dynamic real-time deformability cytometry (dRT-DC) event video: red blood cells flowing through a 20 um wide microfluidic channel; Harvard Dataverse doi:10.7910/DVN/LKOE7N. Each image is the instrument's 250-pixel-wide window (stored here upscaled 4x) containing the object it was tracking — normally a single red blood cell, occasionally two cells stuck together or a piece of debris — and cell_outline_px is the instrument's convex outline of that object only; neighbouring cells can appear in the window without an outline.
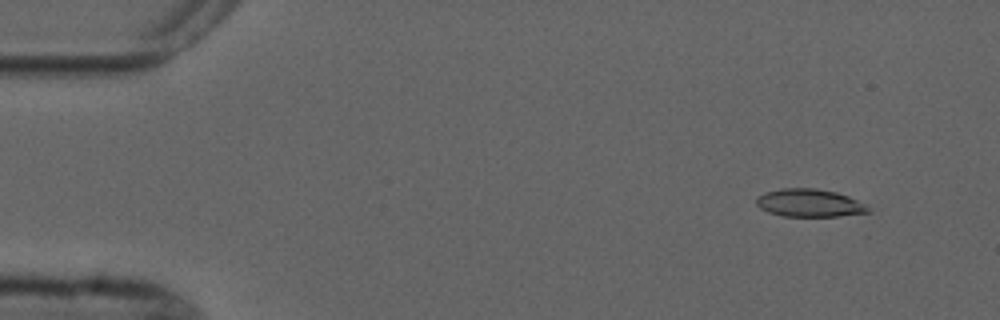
{"species": "common noctule bat (a hibernating species)", "species_latin": "Nyctalus noctula", "temperature_condition": "cold", "stored_images_in_passage": 5, "camera_frame_rate_fps": 3000, "um_per_image_px": 0.085, "animal": {"sex": "male", "forearm_length_mm": 52.5}, "frame": {"image": 1, "passage_image": 2, "time_ms": 1.0, "image_size_px": [1000, 320], "cell_outline_px": [[872, 212], [840, 216], [784, 216], [768, 212], [760, 208], [756, 204], [756, 196], [780, 188], [816, 188], [836, 192], [848, 196], [864, 204]], "centroid_in_image_um": [68.79, 17.25], "position_along_channel_um": 16.2, "area_um2": 18.09}}
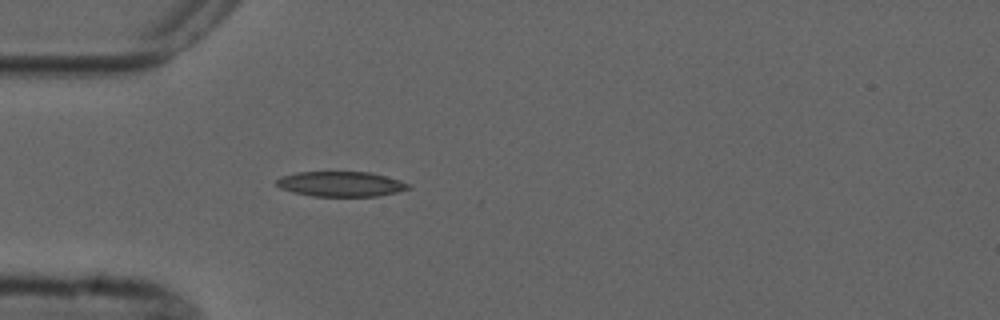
{"frame": {"image": 2, "passage_image": 5, "time_ms": 4.667, "image_size_px": [1000, 320], "cell_outline_px": [[412, 188], [396, 192], [376, 196], [312, 196], [292, 192], [280, 188], [276, 184], [276, 180], [280, 176], [296, 172], [372, 172], [400, 180], [408, 184]], "centroid_in_image_um": [28.95, 15.63], "position_along_channel_um": 56.1, "area_um2": 19.31}}